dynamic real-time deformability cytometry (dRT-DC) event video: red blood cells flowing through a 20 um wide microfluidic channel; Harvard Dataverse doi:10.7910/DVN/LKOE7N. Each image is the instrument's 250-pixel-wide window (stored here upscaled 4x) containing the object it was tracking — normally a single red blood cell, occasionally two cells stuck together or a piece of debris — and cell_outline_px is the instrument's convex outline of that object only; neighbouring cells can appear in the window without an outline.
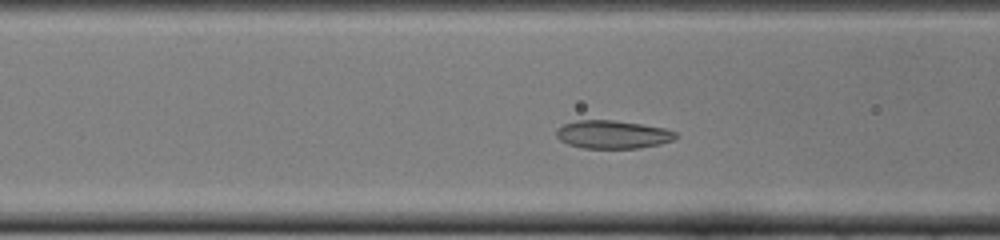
{"species": "common noctule bat (a hibernating species)", "species_latin": "Nyctalus noctula", "temperature_condition": "cold", "stored_images_in_passage": 46, "camera_frame_rate_fps": 3000, "um_per_image_px": 0.085, "animal": {"sex": "female", "body_mass_g": 22.0, "forearm_length_mm": 56.7}, "frame": {"image": 1, "passage_image": 13, "time_ms": 4.0, "image_size_px": [1000, 240], "cell_outline_px": [[676, 140], [660, 144], [640, 148], [584, 148], [568, 144], [560, 140], [556, 136], [556, 128], [564, 124], [576, 120], [616, 120], [664, 128], [676, 132]], "centroid_in_image_um": [52.07, 11.43], "position_along_channel_um": 114.5, "area_um2": 19.65}}
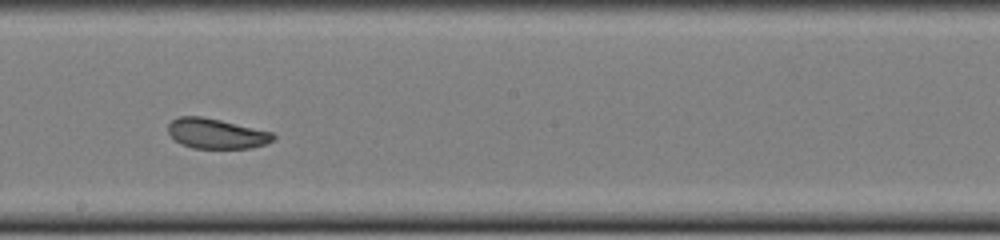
{"frame": {"image": 2, "passage_image": 22, "time_ms": 7.0, "image_size_px": [1000, 240], "cell_outline_px": [[276, 136], [272, 140], [264, 144], [252, 148], [192, 148], [180, 144], [168, 132], [168, 124], [172, 120], [180, 116], [200, 116], [220, 120], [272, 132]], "centroid_in_image_um": [18.37, 11.36], "position_along_channel_um": 229.8, "area_um2": 18.26}}
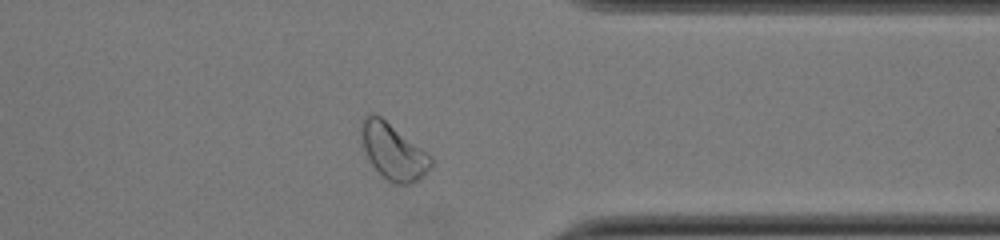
{"frame": {"image": 3, "passage_image": 34, "time_ms": 11.0, "image_size_px": [1000, 240], "cell_outline_px": [[432, 164], [412, 184], [396, 184], [380, 176], [364, 152], [360, 132], [360, 128], [364, 116], [372, 112], [380, 116], [432, 156]], "centroid_in_image_um": [33.37, 12.86], "position_along_channel_um": 378.0, "area_um2": 22.48}}